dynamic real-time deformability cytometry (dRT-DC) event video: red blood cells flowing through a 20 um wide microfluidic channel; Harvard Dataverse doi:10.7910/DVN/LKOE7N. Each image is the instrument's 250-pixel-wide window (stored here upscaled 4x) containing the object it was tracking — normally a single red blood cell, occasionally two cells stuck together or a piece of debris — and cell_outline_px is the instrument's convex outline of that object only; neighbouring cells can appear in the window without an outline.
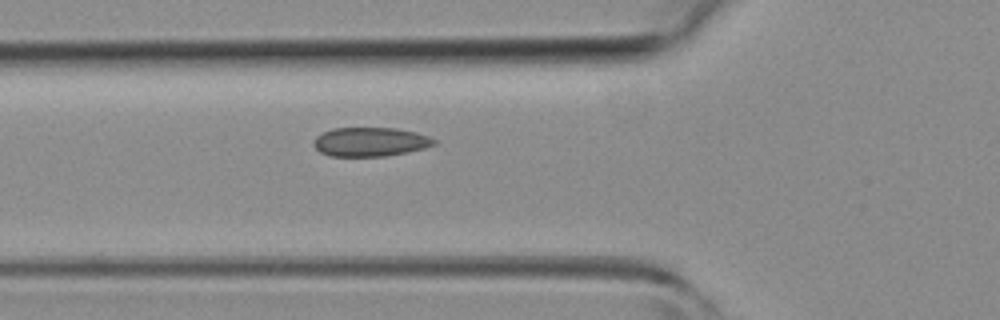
{"species": "common noctule bat (a hibernating species)", "species_latin": "Nyctalus noctula", "temperature_condition": "room temperature", "stored_images_in_passage": 29, "camera_frame_rate_fps": 3000, "um_per_image_px": 0.085, "animal": {"sex": "female", "body_mass_g": 19.3, "forearm_length_mm": 54.1}, "frame": {"image": 1, "passage_image": 3, "time_ms": 0.667, "image_size_px": [1000, 320], "cell_outline_px": [[436, 144], [424, 148], [408, 152], [384, 156], [328, 156], [320, 152], [312, 144], [312, 140], [316, 136], [332, 128], [396, 128], [416, 132], [428, 136], [436, 140]], "centroid_in_image_um": [31.45, 12.06], "position_along_channel_um": 94.4, "area_um2": 20.46}}
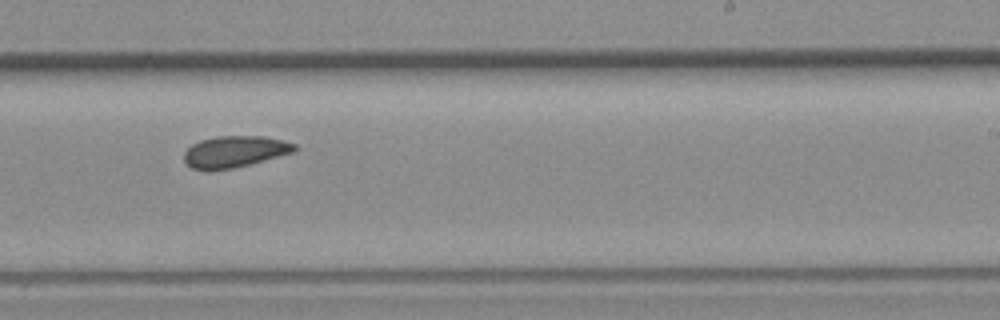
{"frame": {"image": 2, "passage_image": 14, "time_ms": 4.333, "image_size_px": [1000, 320], "cell_outline_px": [[296, 152], [232, 168], [208, 172], [204, 172], [192, 168], [184, 160], [184, 152], [192, 144], [200, 140], [216, 136], [264, 136], [284, 140], [296, 144]], "centroid_in_image_um": [19.93, 12.9], "position_along_channel_um": 269.1, "area_um2": 20.52}}
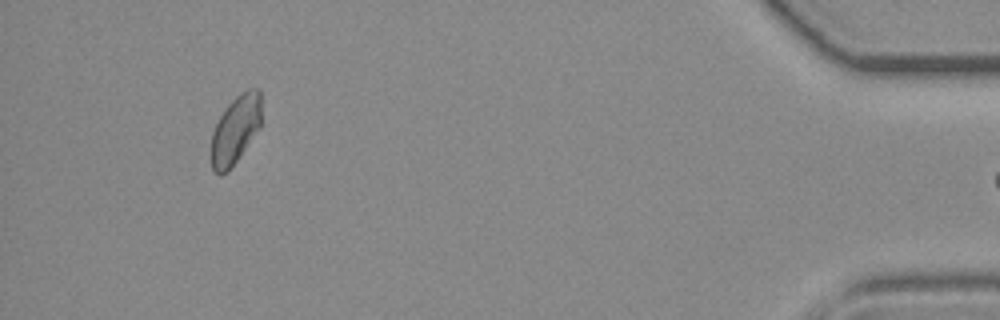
{"frame": {"image": 3, "passage_image": 28, "time_ms": 9.0, "image_size_px": [1000, 320], "cell_outline_px": [[260, 128], [228, 172], [220, 176], [212, 168], [208, 152], [212, 132], [220, 116], [228, 104], [236, 96], [248, 88], [260, 88]], "centroid_in_image_um": [19.97, 11.07], "position_along_channel_um": 415.2, "area_um2": 20.29}}